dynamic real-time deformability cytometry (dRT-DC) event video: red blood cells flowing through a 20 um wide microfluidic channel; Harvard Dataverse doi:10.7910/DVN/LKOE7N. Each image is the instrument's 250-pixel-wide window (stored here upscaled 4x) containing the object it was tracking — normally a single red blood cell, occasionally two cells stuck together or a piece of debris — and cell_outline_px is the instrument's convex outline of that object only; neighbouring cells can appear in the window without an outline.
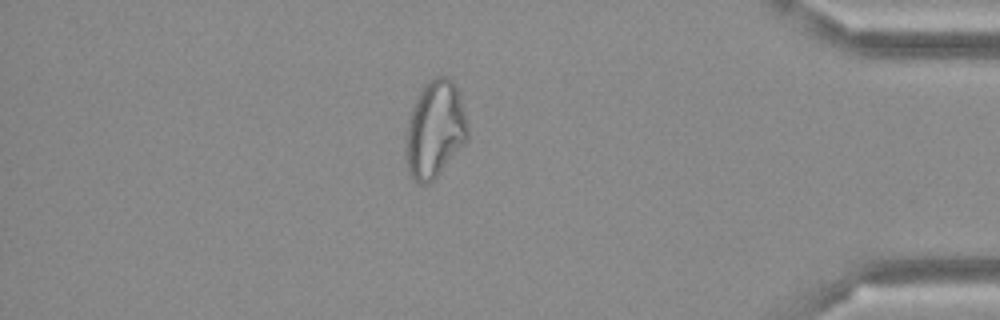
{"species": "Egyptian fruit bat (a non-hibernating species)", "species_latin": "Rousettus aegyptiacus", "temperature_condition": "cold", "stored_images_in_passage": 50, "camera_frame_rate_fps": 3000, "um_per_image_px": 0.085, "frame": {"image": 1, "passage_image": 43, "time_ms": 14.0, "image_size_px": [1000, 320], "cell_outline_px": [[468, 140], [436, 176], [428, 184], [420, 184], [412, 180], [404, 156], [404, 148], [408, 120], [412, 108], [424, 84], [436, 76], [448, 76], [452, 80], [460, 96], [468, 124]], "centroid_in_image_um": [36.95, 11.01], "position_along_channel_um": 398.2, "area_um2": 35.08}}